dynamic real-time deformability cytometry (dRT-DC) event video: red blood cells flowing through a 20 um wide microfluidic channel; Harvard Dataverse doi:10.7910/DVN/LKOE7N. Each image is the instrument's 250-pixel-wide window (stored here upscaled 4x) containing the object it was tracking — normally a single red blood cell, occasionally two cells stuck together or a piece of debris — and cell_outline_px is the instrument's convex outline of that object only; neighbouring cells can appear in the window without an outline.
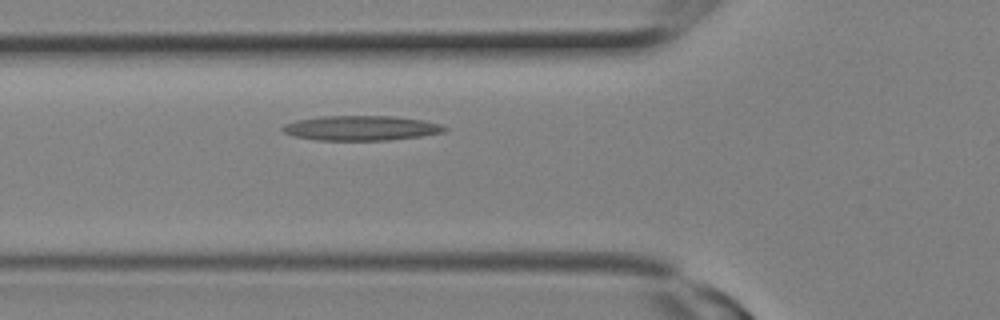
{"species": "Egyptian fruit bat (a non-hibernating species)", "species_latin": "Rousettus aegyptiacus", "temperature_condition": "room temperature", "stored_images_in_passage": 2, "camera_frame_rate_fps": 3000, "um_per_image_px": 0.085, "animal": {"sex": "female"}, "frame": {"image": 1, "passage_image": 2, "time_ms": 0.333, "image_size_px": [1000, 320], "cell_outline_px": [[448, 128], [444, 132], [420, 136], [388, 140], [316, 140], [296, 136], [284, 132], [280, 128], [284, 124], [296, 120], [320, 116], [392, 116], [424, 120], [440, 124]], "centroid_in_image_um": [30.68, 10.88], "position_along_channel_um": 95.1, "area_um2": 23.35}}